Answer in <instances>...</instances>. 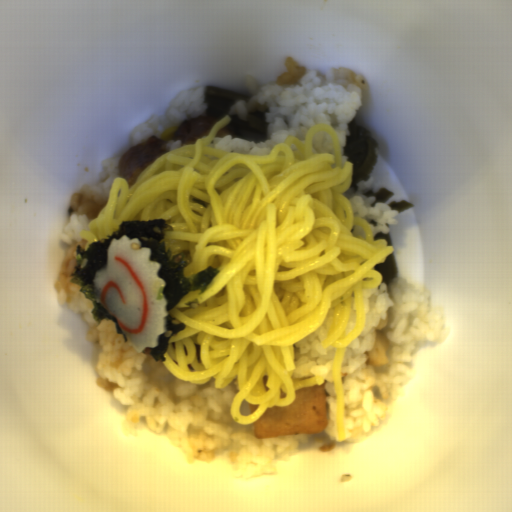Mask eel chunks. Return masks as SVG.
<instances>
[{"label": "eel chunks", "mask_w": 512, "mask_h": 512, "mask_svg": "<svg viewBox=\"0 0 512 512\" xmlns=\"http://www.w3.org/2000/svg\"><path fill=\"white\" fill-rule=\"evenodd\" d=\"M242 99H249V93L208 85L204 95L207 103L205 110L194 117L180 120L173 132V139L180 141L182 146L195 144L197 139L208 136L219 120L229 115L230 123L217 130L214 137H232L257 144L265 141L268 137L269 106L257 102L251 104L247 118L228 111Z\"/></svg>", "instance_id": "eel-chunks-1"}, {"label": "eel chunks", "mask_w": 512, "mask_h": 512, "mask_svg": "<svg viewBox=\"0 0 512 512\" xmlns=\"http://www.w3.org/2000/svg\"><path fill=\"white\" fill-rule=\"evenodd\" d=\"M165 153L167 152L158 135L131 144L120 157L118 177L127 180L129 189L137 182L138 175Z\"/></svg>", "instance_id": "eel-chunks-2"}]
</instances>
